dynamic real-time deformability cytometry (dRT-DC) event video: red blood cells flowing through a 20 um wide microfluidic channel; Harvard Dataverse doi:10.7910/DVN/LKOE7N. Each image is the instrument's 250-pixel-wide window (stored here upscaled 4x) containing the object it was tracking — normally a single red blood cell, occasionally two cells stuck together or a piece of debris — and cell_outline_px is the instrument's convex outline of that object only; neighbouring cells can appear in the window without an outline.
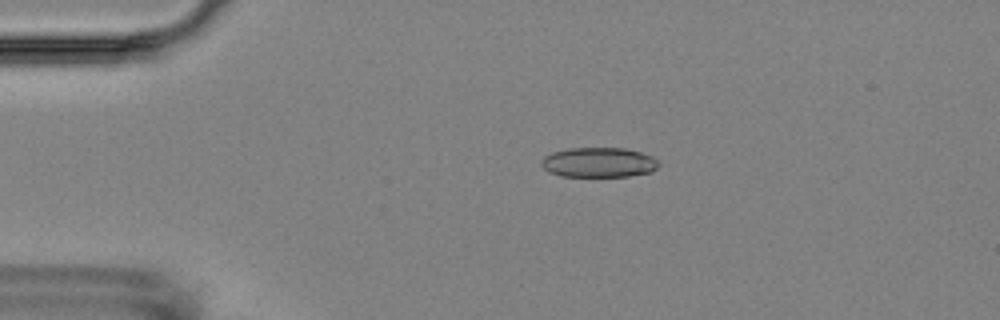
{"species": "Egyptian fruit bat (a non-hibernating species)", "species_latin": "Rousettus aegyptiacus", "temperature_condition": "room temperature", "stored_images_in_passage": 5, "camera_frame_rate_fps": 3000, "um_per_image_px": 0.085, "animal": {"sex": "female"}, "frame": {"image": 1, "passage_image": 3, "time_ms": 2.333, "image_size_px": [1000, 320], "cell_outline_px": [[660, 164], [652, 172], [628, 176], [560, 176], [548, 172], [540, 164], [540, 160], [544, 156], [552, 152], [568, 148], [624, 148], [640, 152], [652, 156]], "centroid_in_image_um": [50.86, 13.8], "position_along_channel_um": 34.1, "area_um2": 20.52}}